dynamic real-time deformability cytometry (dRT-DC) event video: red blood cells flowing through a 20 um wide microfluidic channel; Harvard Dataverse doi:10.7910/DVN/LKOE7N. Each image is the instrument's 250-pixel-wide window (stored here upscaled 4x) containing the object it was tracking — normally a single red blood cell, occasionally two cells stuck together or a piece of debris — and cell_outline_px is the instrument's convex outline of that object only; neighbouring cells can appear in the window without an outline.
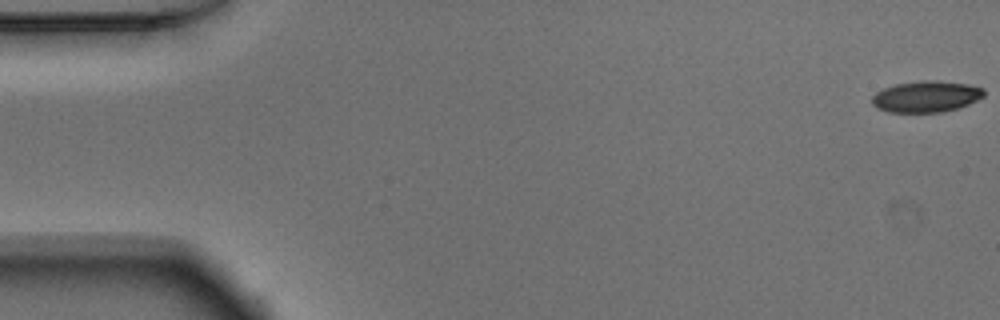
{"species": "Egyptian fruit bat (a non-hibernating species)", "species_latin": "Rousettus aegyptiacus", "temperature_condition": "warm", "stored_images_in_passage": 52, "camera_frame_rate_fps": 3000, "um_per_image_px": 0.085, "animal": {"sex": "male"}, "frame": {"image": 1, "passage_image": 1, "time_ms": 0.0, "image_size_px": [1000, 320], "cell_outline_px": [[984, 96], [968, 104], [956, 108], [940, 112], [888, 112], [876, 108], [872, 104], [872, 96], [876, 92], [884, 88], [896, 84], [932, 80], [936, 80], [968, 84], [984, 88]], "centroid_in_image_um": [78.71, 8.21], "position_along_channel_um": 6.3, "area_um2": 20.23}}
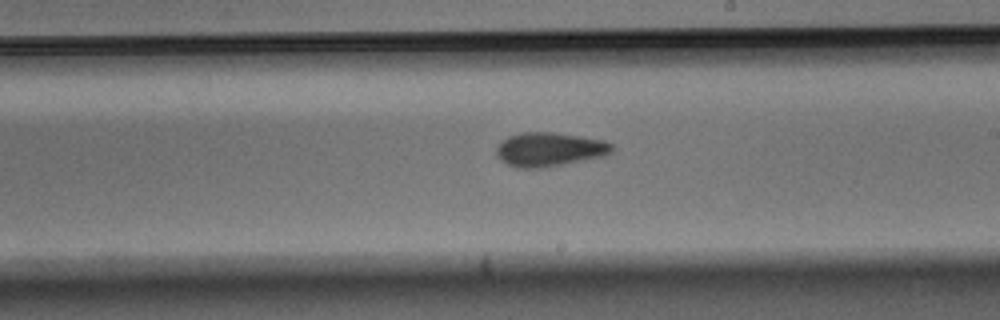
{"frame": {"image": 2, "passage_image": 30, "time_ms": 9.667, "image_size_px": [1000, 320], "cell_outline_px": [[612, 152], [604, 156], [564, 164], [540, 168], [516, 168], [500, 160], [496, 156], [496, 148], [500, 140], [508, 136], [520, 132], [552, 132], [580, 136], [604, 140], [612, 144]], "centroid_in_image_um": [46.66, 12.69], "position_along_channel_um": 242.3, "area_um2": 23.06}}
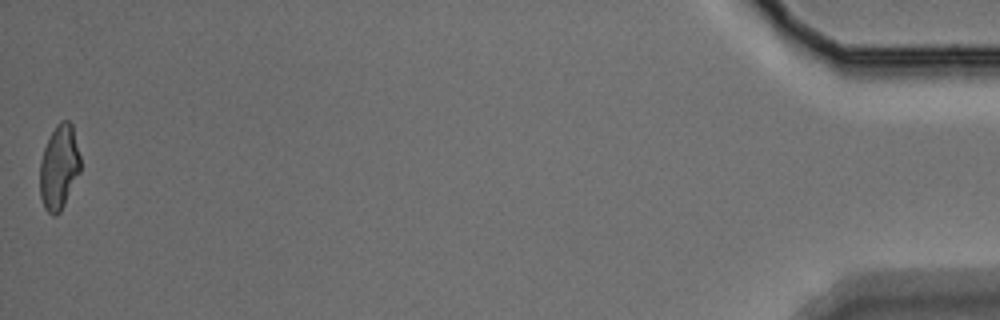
{"frame": {"image": 3, "passage_image": 52, "time_ms": 17.0, "image_size_px": [1000, 320], "cell_outline_px": [[80, 172], [60, 212], [56, 216], [52, 216], [44, 208], [40, 196], [40, 160], [44, 148], [56, 124], [60, 120], [68, 120], [72, 124], [80, 156]], "centroid_in_image_um": [5.01, 14.22], "position_along_channel_um": 430.2, "area_um2": 19.94}, "authors_computed_cell_mechanics": {"area_um2": 21.5016, "velocity_mm_per_s": 3.8921, "shape_relaxation_time_tau1_ms": 4.8689, "shape_relaxation_time_tau2_ms": 2.7331, "deformation_change_tau1": 0.1323, "deformation_change_tau2": 0.0987}}